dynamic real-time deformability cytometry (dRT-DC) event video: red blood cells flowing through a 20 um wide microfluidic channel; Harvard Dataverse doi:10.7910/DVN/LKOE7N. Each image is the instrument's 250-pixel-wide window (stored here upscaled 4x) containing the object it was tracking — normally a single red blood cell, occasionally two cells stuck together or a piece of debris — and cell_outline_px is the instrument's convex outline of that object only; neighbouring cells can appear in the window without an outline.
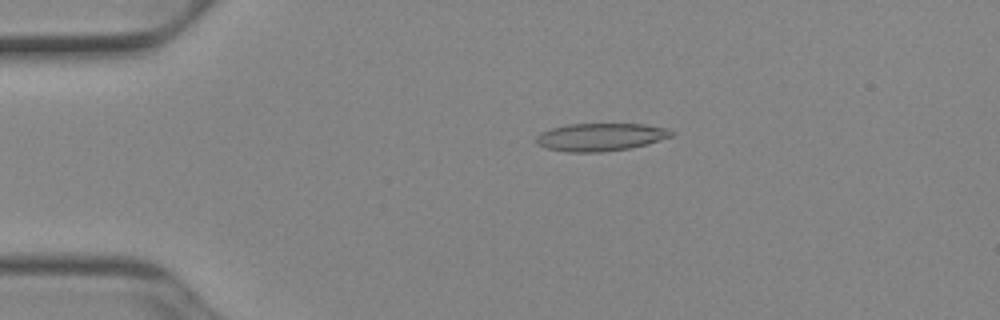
{"species": "Egyptian fruit bat (a non-hibernating species)", "species_latin": "Rousettus aegyptiacus", "temperature_condition": "cold", "stored_images_in_passage": 52, "camera_frame_rate_fps": 3000, "um_per_image_px": 0.085, "animal": {"sex": "female"}, "frame": {"image": 1, "passage_image": 11, "time_ms": 3.333, "image_size_px": [1000, 320], "cell_outline_px": [[672, 136], [648, 144], [628, 148], [600, 152], [568, 152], [544, 148], [536, 144], [536, 136], [540, 132], [552, 128], [568, 124], [644, 124], [668, 128], [672, 132]], "centroid_in_image_um": [51.01, 11.65], "position_along_channel_um": 34.0, "area_um2": 21.91}}
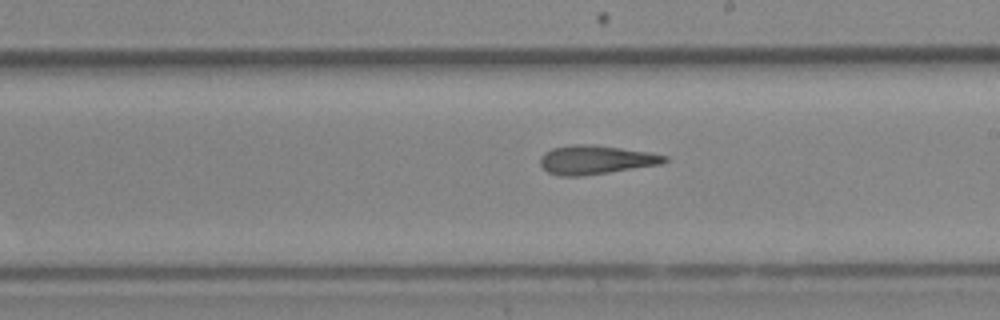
{"frame": {"image": 2, "passage_image": 30, "time_ms": 9.667, "image_size_px": [1000, 320], "cell_outline_px": [[668, 160], [660, 164], [608, 172], [580, 176], [560, 176], [548, 172], [540, 164], [540, 156], [544, 152], [552, 148], [576, 144], [592, 144], [652, 152], [668, 156]], "centroid_in_image_um": [50.63, 13.57], "position_along_channel_um": 238.4, "area_um2": 20.87}}
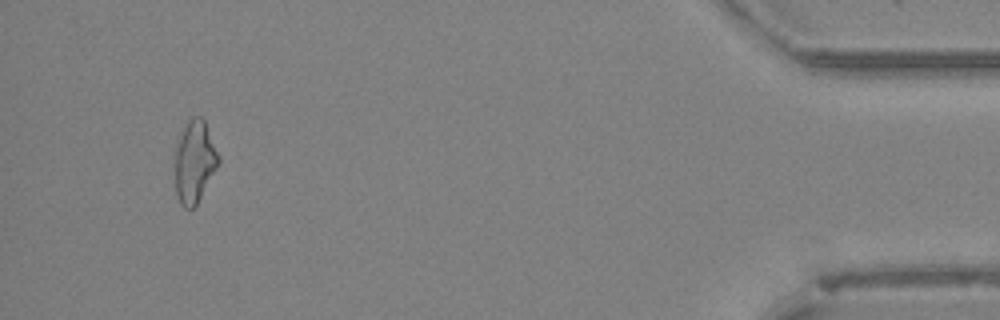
{"frame": {"image": 3, "passage_image": 49, "time_ms": 16.0, "image_size_px": [1000, 320], "cell_outline_px": [[220, 160], [216, 168], [196, 204], [192, 208], [184, 208], [180, 204], [176, 196], [176, 148], [184, 128], [188, 120], [192, 116], [200, 116], [204, 120], [220, 156]], "centroid_in_image_um": [16.54, 13.74], "position_along_channel_um": 418.7, "area_um2": 20.29}, "authors_computed_cell_mechanics": {"area_um2": 21.2993, "velocity_mm_per_s": 3.9416, "shape_relaxation_time_tau1_ms": null, "shape_relaxation_time_tau2_ms": 4.4566, "deformation_change_tau1": null, "deformation_change_tau2": 0.1776}}